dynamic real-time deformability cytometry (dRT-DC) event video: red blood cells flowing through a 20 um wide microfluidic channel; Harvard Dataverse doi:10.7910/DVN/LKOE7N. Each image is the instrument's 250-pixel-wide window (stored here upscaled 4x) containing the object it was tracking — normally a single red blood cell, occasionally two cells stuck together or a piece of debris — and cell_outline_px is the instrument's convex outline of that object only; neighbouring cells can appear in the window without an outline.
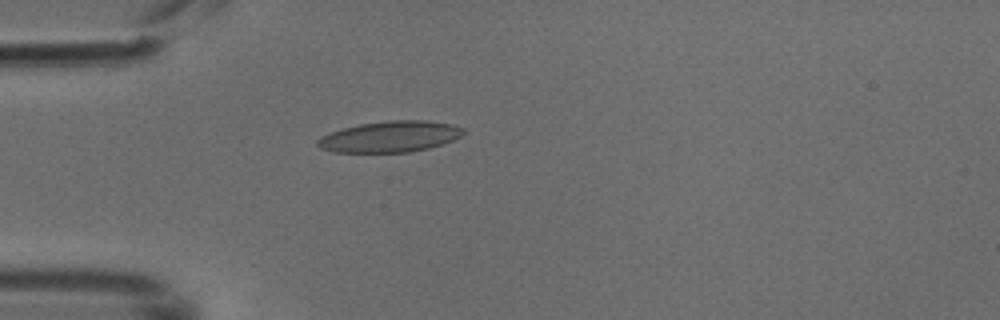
{"species": "common noctule bat (a hibernating species)", "species_latin": "Nyctalus noctula", "temperature_condition": "cold", "stored_images_in_passage": 4, "camera_frame_rate_fps": 3000, "um_per_image_px": 0.085, "animal": {"sex": "male", "body_mass_g": 18.8}, "frame": {"image": 1, "passage_image": 4, "time_ms": 1.0, "image_size_px": [1000, 320], "cell_outline_px": [[464, 132], [460, 136], [452, 140], [428, 148], [408, 152], [336, 152], [320, 148], [316, 144], [316, 140], [320, 136], [344, 128], [360, 124], [388, 120], [428, 120], [452, 124], [464, 128]], "centroid_in_image_um": [33.14, 11.6], "position_along_channel_um": 51.9, "area_um2": 26.24}}